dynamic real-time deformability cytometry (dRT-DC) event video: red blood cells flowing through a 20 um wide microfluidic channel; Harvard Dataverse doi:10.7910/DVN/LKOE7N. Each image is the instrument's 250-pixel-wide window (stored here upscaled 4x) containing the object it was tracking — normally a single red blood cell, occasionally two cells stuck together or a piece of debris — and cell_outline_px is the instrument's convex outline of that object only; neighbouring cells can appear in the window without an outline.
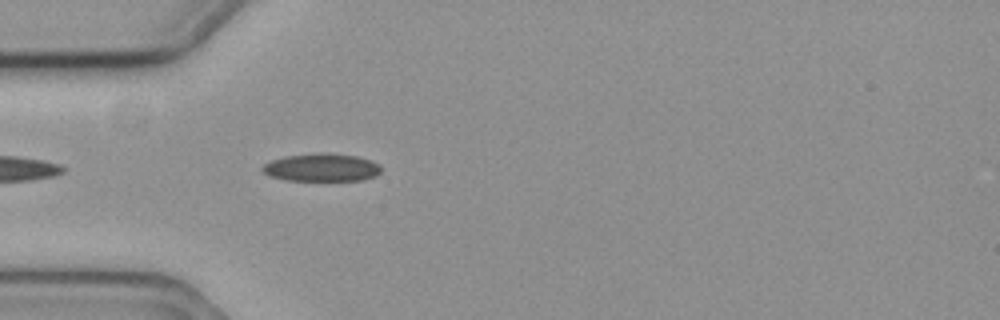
{"species": "common noctule bat (a hibernating species)", "species_latin": "Nyctalus noctula", "temperature_condition": "cold", "stored_images_in_passage": 5, "camera_frame_rate_fps": 3000, "um_per_image_px": 0.085, "animal": {"sex": "female", "body_mass_g": 19.3, "forearm_length_mm": 54.1}, "frame": {"image": 1, "passage_image": 5, "time_ms": 1.333, "image_size_px": [1000, 320], "cell_outline_px": [[380, 172], [376, 176], [360, 180], [284, 180], [268, 176], [260, 168], [264, 164], [272, 160], [284, 156], [316, 152], [324, 152], [356, 156], [372, 160], [380, 164]], "centroid_in_image_um": [27.32, 14.22], "position_along_channel_um": 57.7, "area_um2": 19.48}}